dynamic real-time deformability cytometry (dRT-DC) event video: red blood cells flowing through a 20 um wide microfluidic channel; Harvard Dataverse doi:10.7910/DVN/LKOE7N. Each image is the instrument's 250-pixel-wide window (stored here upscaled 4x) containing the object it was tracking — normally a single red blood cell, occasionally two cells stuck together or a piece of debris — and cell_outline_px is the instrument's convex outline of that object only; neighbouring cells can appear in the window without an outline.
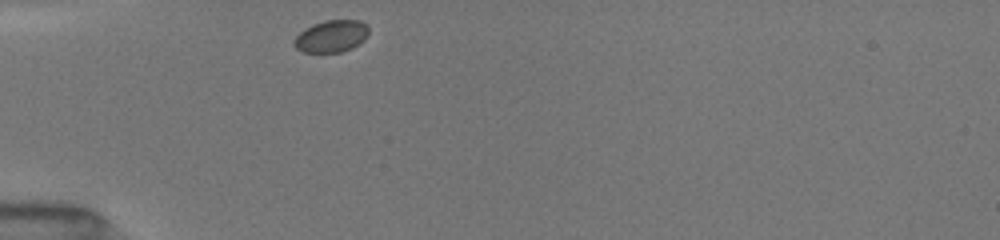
{"species": "common noctule bat (a hibernating species)", "species_latin": "Nyctalus noctula", "temperature_condition": "room temperature", "stored_images_in_passage": 5, "camera_frame_rate_fps": 3000, "um_per_image_px": 0.085, "animal": {"sex": "female", "body_mass_g": 19.5, "forearm_length_mm": 54.1}, "frame": {"image": 1, "passage_image": 1, "time_ms": 0.0, "image_size_px": [1000, 240], "cell_outline_px": [[368, 36], [360, 44], [352, 48], [340, 52], [304, 52], [296, 48], [292, 44], [292, 40], [304, 28], [312, 24], [324, 20], [360, 20], [368, 28]], "centroid_in_image_um": [28.14, 3.08], "position_along_channel_um": 56.9, "area_um2": 14.1}}
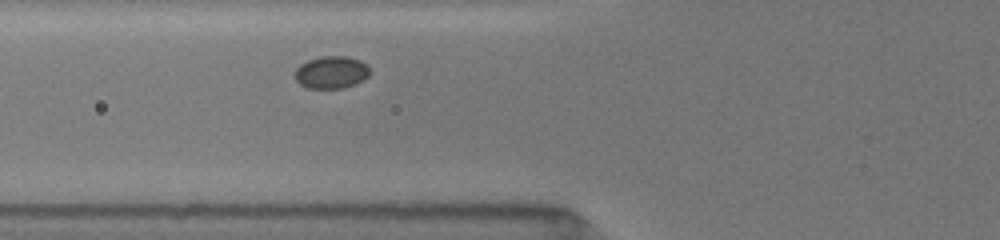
{"frame": {"image": 2, "passage_image": 3, "time_ms": 1.333, "image_size_px": [1000, 240], "cell_outline_px": [[372, 72], [364, 80], [356, 84], [344, 88], [308, 88], [300, 84], [296, 80], [296, 68], [300, 64], [308, 60], [320, 56], [344, 56], [360, 60], [368, 64]], "centroid_in_image_um": [28.22, 6.14], "position_along_channel_um": 97.6, "area_um2": 14.33}}
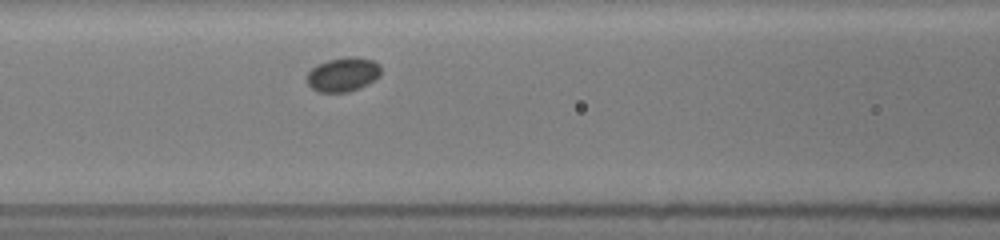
{"frame": {"image": 3, "passage_image": 5, "time_ms": 2.333, "image_size_px": [1000, 240], "cell_outline_px": [[380, 76], [368, 84], [360, 88], [348, 92], [320, 92], [312, 88], [308, 84], [308, 72], [316, 64], [328, 60], [352, 56], [372, 60], [380, 64]], "centroid_in_image_um": [29.17, 6.33], "position_along_channel_um": 137.4, "area_um2": 14.68}}